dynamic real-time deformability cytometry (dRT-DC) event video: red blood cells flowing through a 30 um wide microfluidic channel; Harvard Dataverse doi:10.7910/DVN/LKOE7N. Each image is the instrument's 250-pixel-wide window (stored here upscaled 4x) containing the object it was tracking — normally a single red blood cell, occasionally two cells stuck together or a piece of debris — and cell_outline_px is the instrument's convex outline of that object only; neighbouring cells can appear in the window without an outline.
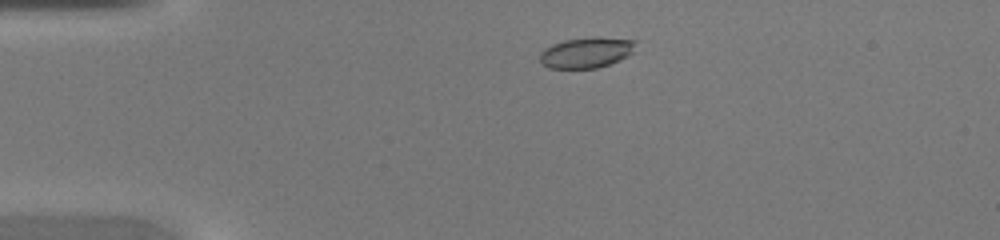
{"species": "common noctule bat (a hibernating species)", "species_latin": "Nyctalus noctula", "temperature_condition": "warm", "stored_images_in_passage": 40, "camera_frame_rate_fps": 3000, "um_per_image_px": 0.085, "animal": {"sex": "female", "body_mass_g": 20.0, "forearm_length_mm": 54.0}, "frame": {"image": 1, "passage_image": 5, "time_ms": 1.333, "image_size_px": [1000, 240], "cell_outline_px": [[636, 40], [632, 52], [628, 56], [620, 60], [596, 68], [548, 68], [540, 60], [540, 52], [544, 48], [552, 44], [564, 40], [596, 36]], "centroid_in_image_um": [49.83, 4.45], "position_along_channel_um": 35.2, "area_um2": 17.11}}
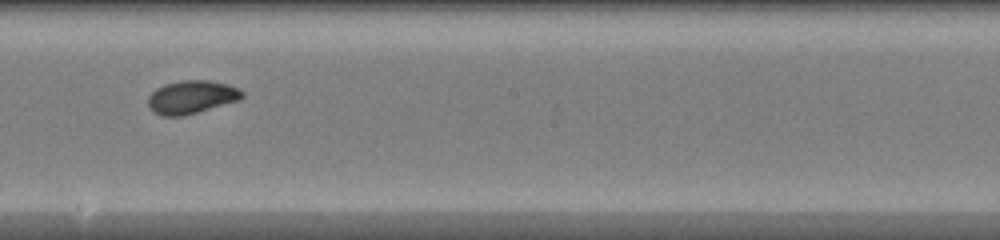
{"frame": {"image": 2, "passage_image": 21, "time_ms": 6.667, "image_size_px": [1000, 240], "cell_outline_px": [[244, 96], [240, 100], [184, 116], [160, 116], [152, 112], [148, 108], [148, 96], [156, 88], [164, 84], [180, 80], [208, 80], [228, 84], [244, 92]], "centroid_in_image_um": [16.25, 8.26], "position_along_channel_um": 232.0, "area_um2": 18.44}}
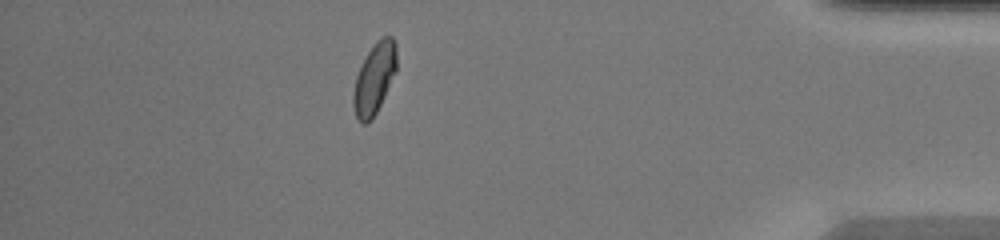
{"frame": {"image": 3, "passage_image": 35, "time_ms": 11.333, "image_size_px": [1000, 240], "cell_outline_px": [[396, 72], [372, 120], [364, 124], [356, 116], [352, 104], [352, 92], [356, 76], [368, 52], [376, 40], [380, 36], [392, 36], [396, 44]], "centroid_in_image_um": [31.82, 6.65], "position_along_channel_um": 403.4, "area_um2": 17.8}}